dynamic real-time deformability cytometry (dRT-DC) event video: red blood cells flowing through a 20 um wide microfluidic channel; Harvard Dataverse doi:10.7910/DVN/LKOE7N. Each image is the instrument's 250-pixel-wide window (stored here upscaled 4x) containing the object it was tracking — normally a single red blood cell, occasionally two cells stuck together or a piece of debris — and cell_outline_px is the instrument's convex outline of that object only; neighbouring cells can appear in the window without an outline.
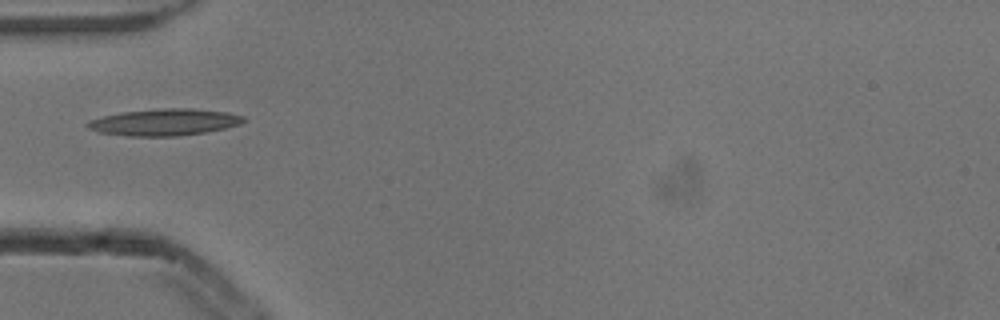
{"species": "common noctule bat (a hibernating species)", "species_latin": "Nyctalus noctula", "temperature_condition": "cold", "stored_images_in_passage": 5, "camera_frame_rate_fps": 3000, "um_per_image_px": 0.085, "animal": {"sex": "male", "body_mass_g": 13.3}, "frame": {"image": 1, "passage_image": 4, "time_ms": 1.0, "image_size_px": [1000, 320], "cell_outline_px": [[248, 120], [240, 124], [208, 132], [176, 136], [128, 136], [100, 132], [88, 128], [84, 124], [88, 120], [120, 112], [156, 108], [192, 108], [228, 112], [244, 116]], "centroid_in_image_um": [13.99, 10.37], "position_along_channel_um": 71.0, "area_um2": 24.57}}
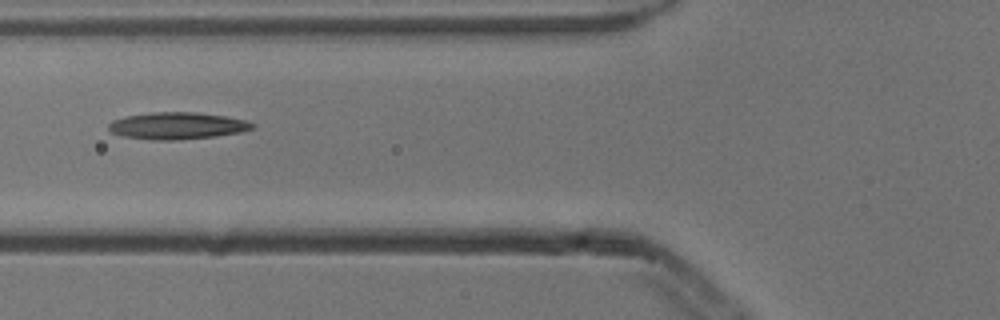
{"frame": {"image": 2, "passage_image": 5, "time_ms": 1.333, "image_size_px": [1000, 320], "cell_outline_px": [[256, 128], [240, 132], [212, 136], [176, 140], [152, 140], [120, 136], [112, 132], [108, 128], [108, 124], [112, 120], [124, 116], [152, 112], [196, 112], [224, 116], [244, 120], [256, 124]], "centroid_in_image_um": [15.02, 10.68], "position_along_channel_um": 110.8, "area_um2": 22.6}}